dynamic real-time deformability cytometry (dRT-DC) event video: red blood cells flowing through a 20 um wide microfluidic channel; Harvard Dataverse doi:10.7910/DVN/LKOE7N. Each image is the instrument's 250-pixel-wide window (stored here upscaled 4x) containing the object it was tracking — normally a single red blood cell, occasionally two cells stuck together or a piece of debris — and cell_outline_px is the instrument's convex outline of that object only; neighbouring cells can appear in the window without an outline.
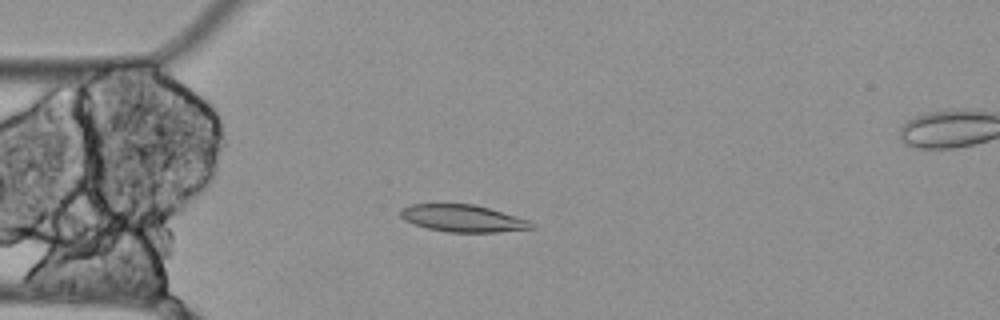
{"species": "Egyptian fruit bat (a non-hibernating species)", "species_latin": "Rousettus aegyptiacus", "temperature_condition": "cold", "stored_images_in_passage": 57, "camera_frame_rate_fps": 3000, "um_per_image_px": 0.085, "animal": {"sex": "female"}, "frame": {"image": 1, "passage_image": 15, "time_ms": 4.667, "image_size_px": [1000, 320], "cell_outline_px": [[536, 228], [496, 232], [448, 232], [428, 228], [412, 224], [404, 220], [400, 216], [400, 208], [412, 204], [476, 204], [528, 220], [536, 224]], "centroid_in_image_um": [39.33, 18.56], "position_along_channel_um": 45.7, "area_um2": 20.75}}
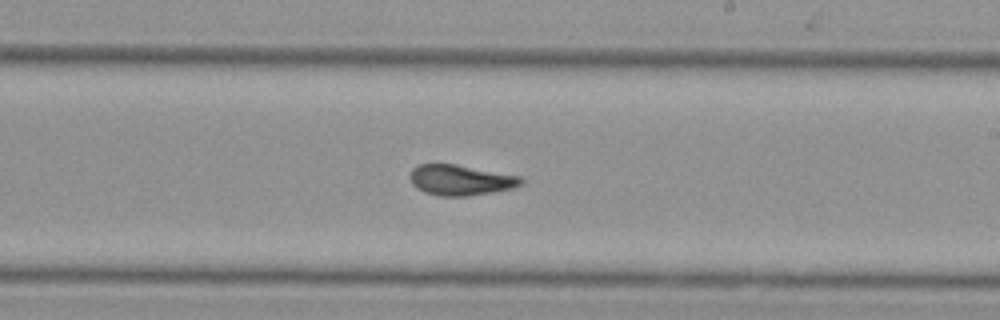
{"frame": {"image": 2, "passage_image": 33, "time_ms": 10.667, "image_size_px": [1000, 320], "cell_outline_px": [[524, 184], [512, 188], [468, 196], [440, 196], [424, 192], [416, 188], [412, 184], [408, 176], [412, 168], [420, 164], [456, 164], [520, 176], [524, 180]], "centroid_in_image_um": [39.12, 15.3], "position_along_channel_um": 249.9, "area_um2": 19.83}}
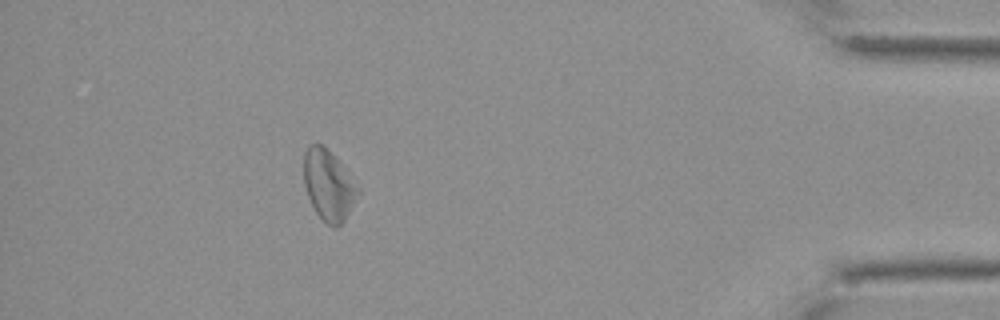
{"frame": {"image": 3, "passage_image": 51, "time_ms": 16.667, "image_size_px": [1000, 320], "cell_outline_px": [[360, 192], [344, 220], [336, 228], [332, 228], [316, 212], [308, 196], [304, 184], [304, 152], [308, 144], [324, 144], [328, 148], [360, 188]], "centroid_in_image_um": [27.92, 15.71], "position_along_channel_um": 407.3, "area_um2": 22.08}, "authors_computed_cell_mechanics": {"area_um2": 21.097, "velocity_mm_per_s": 3.4714, "shape_relaxation_time_tau1_ms": null, "shape_relaxation_time_tau2_ms": 7.0567, "deformation_change_tau1": null, "deformation_change_tau2": 0.1374}}